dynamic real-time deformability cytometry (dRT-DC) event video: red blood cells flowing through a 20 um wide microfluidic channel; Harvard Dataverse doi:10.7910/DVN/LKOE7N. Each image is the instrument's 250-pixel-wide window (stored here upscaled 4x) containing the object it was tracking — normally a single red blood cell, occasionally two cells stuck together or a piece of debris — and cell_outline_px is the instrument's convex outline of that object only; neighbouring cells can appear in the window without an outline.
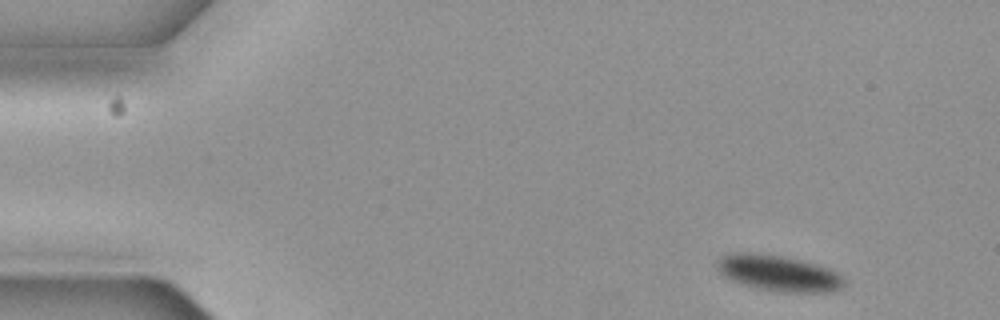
{"species": "common noctule bat (a hibernating species)", "species_latin": "Nyctalus noctula", "temperature_condition": "cold", "stored_images_in_passage": 4, "camera_frame_rate_fps": 3000, "um_per_image_px": 0.085, "animal": {"sex": "female", "body_mass_g": 19.3, "forearm_length_mm": 54.1}, "frame": {"image": 1, "passage_image": 1, "time_ms": 0.0, "image_size_px": [1000, 320], "cell_outline_px": [[844, 288], [836, 292], [776, 292], [756, 288], [740, 284], [724, 276], [716, 268], [716, 260], [720, 256], [728, 252], [748, 252], [780, 256], [816, 264], [828, 268], [844, 276]], "centroid_in_image_um": [66.16, 23.23], "position_along_channel_um": 18.8, "area_um2": 26.99}}
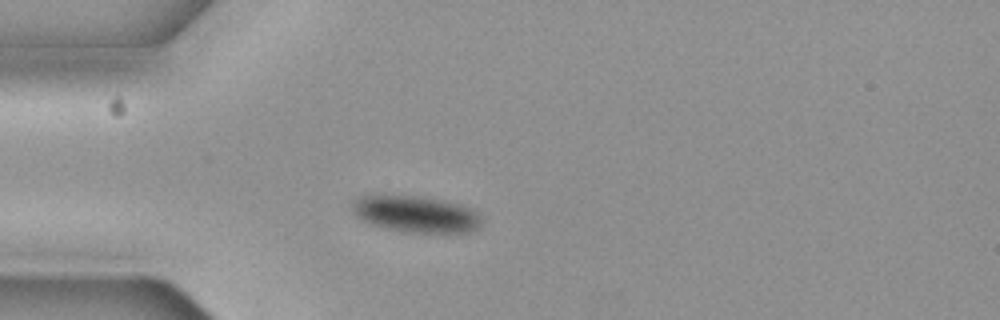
{"frame": {"image": 2, "passage_image": 4, "time_ms": 1.0, "image_size_px": [1000, 320], "cell_outline_px": [[480, 228], [468, 232], [400, 232], [372, 224], [360, 220], [352, 212], [352, 200], [360, 196], [372, 192], [380, 192], [416, 196], [444, 200], [460, 204], [476, 212], [480, 216]], "centroid_in_image_um": [35.23, 18.15], "position_along_channel_um": 49.8, "area_um2": 28.32}}